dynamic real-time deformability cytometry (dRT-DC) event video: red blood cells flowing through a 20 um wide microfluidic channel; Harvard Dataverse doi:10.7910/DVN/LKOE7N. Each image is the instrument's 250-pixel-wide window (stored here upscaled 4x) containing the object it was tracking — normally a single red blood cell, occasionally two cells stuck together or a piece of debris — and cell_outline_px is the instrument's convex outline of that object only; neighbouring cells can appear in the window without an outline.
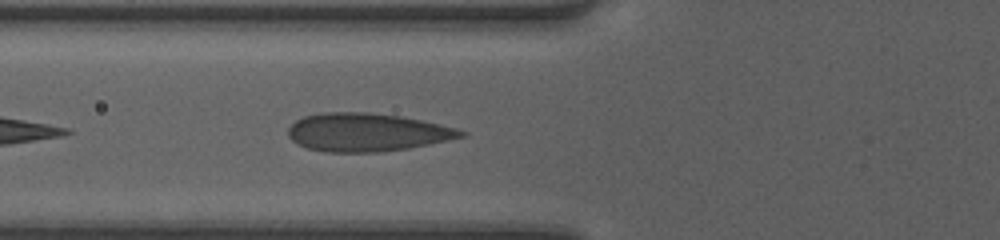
{"species": "human", "species_latin": "Homo sapiens", "temperature_condition": "room temperature", "stored_images_in_passage": 34, "camera_frame_rate_fps": 3000, "um_per_image_px": 0.085, "donor": {"sex": "female"}, "frame": {"image": 1, "passage_image": 4, "time_ms": 1.0, "image_size_px": [1000, 240], "cell_outline_px": [[468, 132], [464, 136], [448, 140], [408, 148], [380, 152], [324, 152], [308, 148], [296, 144], [288, 136], [288, 128], [296, 120], [304, 116], [320, 112], [368, 112], [400, 116], [440, 124], [456, 128]], "centroid_in_image_um": [31.15, 11.24], "position_along_channel_um": 94.6, "area_um2": 38.49}}
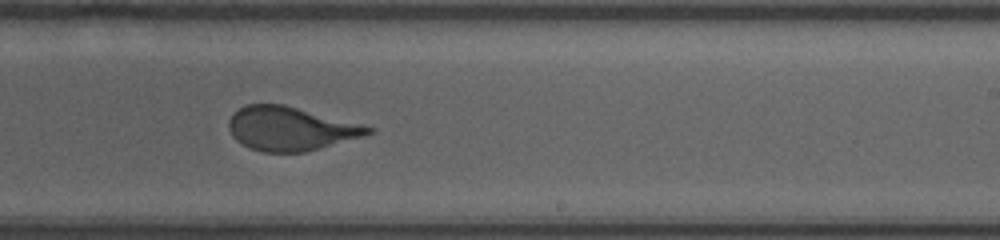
{"frame": {"image": 2, "passage_image": 16, "time_ms": 5.0, "image_size_px": [1000, 240], "cell_outline_px": [[376, 132], [320, 148], [304, 152], [264, 152], [248, 148], [236, 140], [232, 136], [228, 128], [228, 120], [240, 108], [248, 104], [284, 104], [376, 128]], "centroid_in_image_um": [24.68, 10.94], "position_along_channel_um": 264.3, "area_um2": 35.37}}
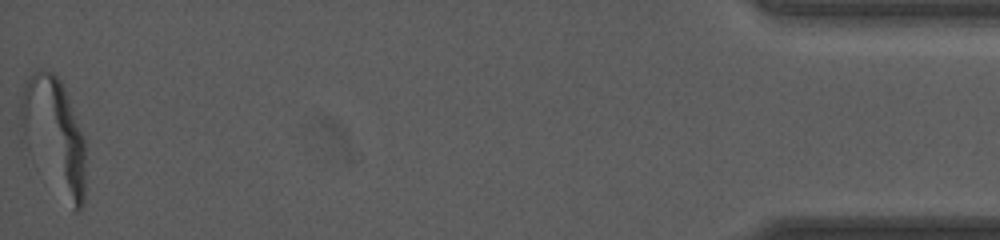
{"frame": {"image": 3, "passage_image": 34, "time_ms": 11.0, "image_size_px": [1000, 240], "cell_outline_px": [[84, 200], [80, 208], [76, 212], [20, 140], [20, 100], [24, 84], [28, 76], [44, 68], [52, 72], [60, 80], [64, 88], [84, 140]], "centroid_in_image_um": [4.54, 11.41], "position_along_channel_um": 430.7, "area_um2": 42.54}, "authors_computed_cell_mechanics": {"area_um2": 36.6741, "velocity_mm_per_s": 4.2384, "shape_relaxation_time_tau1_ms": 4.8841, "shape_relaxation_time_tau2_ms": null, "deformation_change_tau1": 0.1887, "deformation_change_tau2": null}}